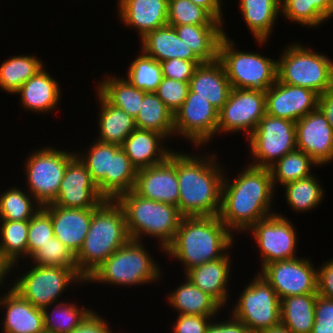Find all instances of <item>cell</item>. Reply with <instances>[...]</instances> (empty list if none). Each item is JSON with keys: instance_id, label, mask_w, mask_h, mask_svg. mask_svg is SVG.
Returning a JSON list of instances; mask_svg holds the SVG:
<instances>
[{"instance_id": "6da1fadb", "label": "cell", "mask_w": 333, "mask_h": 333, "mask_svg": "<svg viewBox=\"0 0 333 333\" xmlns=\"http://www.w3.org/2000/svg\"><path fill=\"white\" fill-rule=\"evenodd\" d=\"M242 169L231 180L224 173L218 215L223 224L237 234L248 231L257 221L276 213L271 208L275 189L270 169L248 164Z\"/></svg>"}, {"instance_id": "7a4b0ae2", "label": "cell", "mask_w": 333, "mask_h": 333, "mask_svg": "<svg viewBox=\"0 0 333 333\" xmlns=\"http://www.w3.org/2000/svg\"><path fill=\"white\" fill-rule=\"evenodd\" d=\"M198 155L177 152V207L184 217L218 216L225 169L218 163L217 155Z\"/></svg>"}, {"instance_id": "3957f363", "label": "cell", "mask_w": 333, "mask_h": 333, "mask_svg": "<svg viewBox=\"0 0 333 333\" xmlns=\"http://www.w3.org/2000/svg\"><path fill=\"white\" fill-rule=\"evenodd\" d=\"M234 237L218 216L183 217L164 252L184 264L185 274L193 267L222 258L235 244Z\"/></svg>"}, {"instance_id": "277c9868", "label": "cell", "mask_w": 333, "mask_h": 333, "mask_svg": "<svg viewBox=\"0 0 333 333\" xmlns=\"http://www.w3.org/2000/svg\"><path fill=\"white\" fill-rule=\"evenodd\" d=\"M130 239L122 206L117 200L106 199L93 210L88 233L75 255L80 275L86 280Z\"/></svg>"}, {"instance_id": "5b68a950", "label": "cell", "mask_w": 333, "mask_h": 333, "mask_svg": "<svg viewBox=\"0 0 333 333\" xmlns=\"http://www.w3.org/2000/svg\"><path fill=\"white\" fill-rule=\"evenodd\" d=\"M117 202L122 206L127 230L131 239L143 240V236L159 240L162 253L174 240L183 215L177 206L145 199L133 190L121 194Z\"/></svg>"}, {"instance_id": "8992f818", "label": "cell", "mask_w": 333, "mask_h": 333, "mask_svg": "<svg viewBox=\"0 0 333 333\" xmlns=\"http://www.w3.org/2000/svg\"><path fill=\"white\" fill-rule=\"evenodd\" d=\"M142 241L130 239L106 259L86 283L116 286L144 285L160 280L162 272Z\"/></svg>"}, {"instance_id": "52a82bcc", "label": "cell", "mask_w": 333, "mask_h": 333, "mask_svg": "<svg viewBox=\"0 0 333 333\" xmlns=\"http://www.w3.org/2000/svg\"><path fill=\"white\" fill-rule=\"evenodd\" d=\"M277 60V80L321 95L333 88V60L310 47L293 43Z\"/></svg>"}, {"instance_id": "ba28073f", "label": "cell", "mask_w": 333, "mask_h": 333, "mask_svg": "<svg viewBox=\"0 0 333 333\" xmlns=\"http://www.w3.org/2000/svg\"><path fill=\"white\" fill-rule=\"evenodd\" d=\"M236 42L226 32L218 48V60L222 63L232 88L266 91L277 80V60L258 52H243L234 48Z\"/></svg>"}, {"instance_id": "9c48e42d", "label": "cell", "mask_w": 333, "mask_h": 333, "mask_svg": "<svg viewBox=\"0 0 333 333\" xmlns=\"http://www.w3.org/2000/svg\"><path fill=\"white\" fill-rule=\"evenodd\" d=\"M31 268V269H30ZM26 272L13 280L11 288L33 306L44 309L56 303L67 287L85 283L77 268L40 266L32 264ZM28 270V271H27ZM75 282V283H74Z\"/></svg>"}, {"instance_id": "30bf717a", "label": "cell", "mask_w": 333, "mask_h": 333, "mask_svg": "<svg viewBox=\"0 0 333 333\" xmlns=\"http://www.w3.org/2000/svg\"><path fill=\"white\" fill-rule=\"evenodd\" d=\"M50 147L34 150L24 164L27 190L41 206L55 201L67 164L76 156V152Z\"/></svg>"}, {"instance_id": "8fae6325", "label": "cell", "mask_w": 333, "mask_h": 333, "mask_svg": "<svg viewBox=\"0 0 333 333\" xmlns=\"http://www.w3.org/2000/svg\"><path fill=\"white\" fill-rule=\"evenodd\" d=\"M234 305L231 315L242 322L251 333L269 329L281 321L280 298L258 272Z\"/></svg>"}, {"instance_id": "7c38bea8", "label": "cell", "mask_w": 333, "mask_h": 333, "mask_svg": "<svg viewBox=\"0 0 333 333\" xmlns=\"http://www.w3.org/2000/svg\"><path fill=\"white\" fill-rule=\"evenodd\" d=\"M296 122L265 114L255 131L247 138L253 158L251 166L270 168L287 153L297 148Z\"/></svg>"}, {"instance_id": "4fadbf2b", "label": "cell", "mask_w": 333, "mask_h": 333, "mask_svg": "<svg viewBox=\"0 0 333 333\" xmlns=\"http://www.w3.org/2000/svg\"><path fill=\"white\" fill-rule=\"evenodd\" d=\"M249 232L259 248L262 268L273 261L297 258V231L286 216L275 213L261 219L247 231Z\"/></svg>"}, {"instance_id": "5bb4252c", "label": "cell", "mask_w": 333, "mask_h": 333, "mask_svg": "<svg viewBox=\"0 0 333 333\" xmlns=\"http://www.w3.org/2000/svg\"><path fill=\"white\" fill-rule=\"evenodd\" d=\"M265 114V91L232 88L227 102L219 110L217 134L243 131L248 138Z\"/></svg>"}, {"instance_id": "9a60e30c", "label": "cell", "mask_w": 333, "mask_h": 333, "mask_svg": "<svg viewBox=\"0 0 333 333\" xmlns=\"http://www.w3.org/2000/svg\"><path fill=\"white\" fill-rule=\"evenodd\" d=\"M218 118L217 108L206 98L189 90L184 103L174 114L175 136L180 135L196 148H202L217 135Z\"/></svg>"}, {"instance_id": "2e32d148", "label": "cell", "mask_w": 333, "mask_h": 333, "mask_svg": "<svg viewBox=\"0 0 333 333\" xmlns=\"http://www.w3.org/2000/svg\"><path fill=\"white\" fill-rule=\"evenodd\" d=\"M306 257L273 261L261 268L260 273L272 286L277 296L285 297L317 294V268Z\"/></svg>"}, {"instance_id": "e0dca14e", "label": "cell", "mask_w": 333, "mask_h": 333, "mask_svg": "<svg viewBox=\"0 0 333 333\" xmlns=\"http://www.w3.org/2000/svg\"><path fill=\"white\" fill-rule=\"evenodd\" d=\"M106 199L93 182L86 165L76 155L65 169L57 198L51 204L65 208H97Z\"/></svg>"}, {"instance_id": "ac0fdd59", "label": "cell", "mask_w": 333, "mask_h": 333, "mask_svg": "<svg viewBox=\"0 0 333 333\" xmlns=\"http://www.w3.org/2000/svg\"><path fill=\"white\" fill-rule=\"evenodd\" d=\"M133 191L145 199L178 206L177 152L160 164L138 170Z\"/></svg>"}, {"instance_id": "d6986e66", "label": "cell", "mask_w": 333, "mask_h": 333, "mask_svg": "<svg viewBox=\"0 0 333 333\" xmlns=\"http://www.w3.org/2000/svg\"><path fill=\"white\" fill-rule=\"evenodd\" d=\"M319 94L300 86L276 82L265 91L266 114L297 122L318 107Z\"/></svg>"}, {"instance_id": "ffe728a7", "label": "cell", "mask_w": 333, "mask_h": 333, "mask_svg": "<svg viewBox=\"0 0 333 333\" xmlns=\"http://www.w3.org/2000/svg\"><path fill=\"white\" fill-rule=\"evenodd\" d=\"M297 149L309 155L319 167L333 161V128L317 108L295 124Z\"/></svg>"}, {"instance_id": "44dd1931", "label": "cell", "mask_w": 333, "mask_h": 333, "mask_svg": "<svg viewBox=\"0 0 333 333\" xmlns=\"http://www.w3.org/2000/svg\"><path fill=\"white\" fill-rule=\"evenodd\" d=\"M42 208L51 217L54 236L76 255L88 233L95 208H65L53 204Z\"/></svg>"}, {"instance_id": "7402d4cb", "label": "cell", "mask_w": 333, "mask_h": 333, "mask_svg": "<svg viewBox=\"0 0 333 333\" xmlns=\"http://www.w3.org/2000/svg\"><path fill=\"white\" fill-rule=\"evenodd\" d=\"M116 5L122 24L135 28L140 39L168 24V0H118Z\"/></svg>"}, {"instance_id": "603a6c76", "label": "cell", "mask_w": 333, "mask_h": 333, "mask_svg": "<svg viewBox=\"0 0 333 333\" xmlns=\"http://www.w3.org/2000/svg\"><path fill=\"white\" fill-rule=\"evenodd\" d=\"M2 296V297H1ZM0 296V308H4L2 333H41L44 331L42 309L33 306L15 290ZM2 306V307H1Z\"/></svg>"}, {"instance_id": "cb8c5ba5", "label": "cell", "mask_w": 333, "mask_h": 333, "mask_svg": "<svg viewBox=\"0 0 333 333\" xmlns=\"http://www.w3.org/2000/svg\"><path fill=\"white\" fill-rule=\"evenodd\" d=\"M167 139L160 133L136 128L123 142L124 150L137 169L148 168L164 162L173 150L163 146Z\"/></svg>"}, {"instance_id": "d4e9b609", "label": "cell", "mask_w": 333, "mask_h": 333, "mask_svg": "<svg viewBox=\"0 0 333 333\" xmlns=\"http://www.w3.org/2000/svg\"><path fill=\"white\" fill-rule=\"evenodd\" d=\"M59 82L46 71V67L29 78L14 94H19L24 110L50 113L60 104L61 88Z\"/></svg>"}, {"instance_id": "484cf974", "label": "cell", "mask_w": 333, "mask_h": 333, "mask_svg": "<svg viewBox=\"0 0 333 333\" xmlns=\"http://www.w3.org/2000/svg\"><path fill=\"white\" fill-rule=\"evenodd\" d=\"M230 252L222 258L188 270L184 275L203 292L212 296L222 307L228 305V281L231 275ZM227 303V304H226Z\"/></svg>"}, {"instance_id": "4316f807", "label": "cell", "mask_w": 333, "mask_h": 333, "mask_svg": "<svg viewBox=\"0 0 333 333\" xmlns=\"http://www.w3.org/2000/svg\"><path fill=\"white\" fill-rule=\"evenodd\" d=\"M189 84L192 92L206 98L218 110L227 102L232 90L223 65L218 59L198 65Z\"/></svg>"}, {"instance_id": "83f0119b", "label": "cell", "mask_w": 333, "mask_h": 333, "mask_svg": "<svg viewBox=\"0 0 333 333\" xmlns=\"http://www.w3.org/2000/svg\"><path fill=\"white\" fill-rule=\"evenodd\" d=\"M140 42V51L158 62L174 58L201 61L192 49L180 40L174 27L168 24L147 33Z\"/></svg>"}, {"instance_id": "f1b7e54d", "label": "cell", "mask_w": 333, "mask_h": 333, "mask_svg": "<svg viewBox=\"0 0 333 333\" xmlns=\"http://www.w3.org/2000/svg\"><path fill=\"white\" fill-rule=\"evenodd\" d=\"M245 23L258 44H265L281 15L280 0H239Z\"/></svg>"}, {"instance_id": "f546056e", "label": "cell", "mask_w": 333, "mask_h": 333, "mask_svg": "<svg viewBox=\"0 0 333 333\" xmlns=\"http://www.w3.org/2000/svg\"><path fill=\"white\" fill-rule=\"evenodd\" d=\"M184 279L181 285L167 295L169 305L178 314L216 317L223 307L208 293L196 287L189 278Z\"/></svg>"}, {"instance_id": "4dcf8cb0", "label": "cell", "mask_w": 333, "mask_h": 333, "mask_svg": "<svg viewBox=\"0 0 333 333\" xmlns=\"http://www.w3.org/2000/svg\"><path fill=\"white\" fill-rule=\"evenodd\" d=\"M120 148L119 145L103 143L95 139L83 153L76 152L105 199L111 200L112 157Z\"/></svg>"}, {"instance_id": "1f68e13d", "label": "cell", "mask_w": 333, "mask_h": 333, "mask_svg": "<svg viewBox=\"0 0 333 333\" xmlns=\"http://www.w3.org/2000/svg\"><path fill=\"white\" fill-rule=\"evenodd\" d=\"M174 29L202 62L218 59L219 43L225 35L222 25H179Z\"/></svg>"}, {"instance_id": "d6a6232c", "label": "cell", "mask_w": 333, "mask_h": 333, "mask_svg": "<svg viewBox=\"0 0 333 333\" xmlns=\"http://www.w3.org/2000/svg\"><path fill=\"white\" fill-rule=\"evenodd\" d=\"M99 102V137L96 140L103 143L121 146L125 139L137 128L135 119L114 105L108 103L98 92Z\"/></svg>"}, {"instance_id": "836d02e7", "label": "cell", "mask_w": 333, "mask_h": 333, "mask_svg": "<svg viewBox=\"0 0 333 333\" xmlns=\"http://www.w3.org/2000/svg\"><path fill=\"white\" fill-rule=\"evenodd\" d=\"M108 75H105V79L102 78V81L97 83L96 91L108 103L121 108L135 119L140 111L146 92L133 86L126 77L121 78L117 77V75Z\"/></svg>"}, {"instance_id": "e575fe53", "label": "cell", "mask_w": 333, "mask_h": 333, "mask_svg": "<svg viewBox=\"0 0 333 333\" xmlns=\"http://www.w3.org/2000/svg\"><path fill=\"white\" fill-rule=\"evenodd\" d=\"M318 294H303L280 299V318L292 333H311L315 322Z\"/></svg>"}, {"instance_id": "d590c367", "label": "cell", "mask_w": 333, "mask_h": 333, "mask_svg": "<svg viewBox=\"0 0 333 333\" xmlns=\"http://www.w3.org/2000/svg\"><path fill=\"white\" fill-rule=\"evenodd\" d=\"M282 17L316 28L333 17V0H280Z\"/></svg>"}, {"instance_id": "8d00e7d4", "label": "cell", "mask_w": 333, "mask_h": 333, "mask_svg": "<svg viewBox=\"0 0 333 333\" xmlns=\"http://www.w3.org/2000/svg\"><path fill=\"white\" fill-rule=\"evenodd\" d=\"M135 124L138 129L158 132L166 139L175 136L174 114L155 92L144 94L140 111L135 118Z\"/></svg>"}, {"instance_id": "74e56055", "label": "cell", "mask_w": 333, "mask_h": 333, "mask_svg": "<svg viewBox=\"0 0 333 333\" xmlns=\"http://www.w3.org/2000/svg\"><path fill=\"white\" fill-rule=\"evenodd\" d=\"M0 257L13 270L20 258H27V234L29 220H0ZM18 264V265H17Z\"/></svg>"}, {"instance_id": "f35d334b", "label": "cell", "mask_w": 333, "mask_h": 333, "mask_svg": "<svg viewBox=\"0 0 333 333\" xmlns=\"http://www.w3.org/2000/svg\"><path fill=\"white\" fill-rule=\"evenodd\" d=\"M44 66L42 61L34 55L9 57L0 65V89L14 94Z\"/></svg>"}, {"instance_id": "ab89813d", "label": "cell", "mask_w": 333, "mask_h": 333, "mask_svg": "<svg viewBox=\"0 0 333 333\" xmlns=\"http://www.w3.org/2000/svg\"><path fill=\"white\" fill-rule=\"evenodd\" d=\"M315 166L319 165L309 155L297 148L287 153L269 168L274 189L278 182L284 186L311 176L314 173L310 170Z\"/></svg>"}, {"instance_id": "60d3db41", "label": "cell", "mask_w": 333, "mask_h": 333, "mask_svg": "<svg viewBox=\"0 0 333 333\" xmlns=\"http://www.w3.org/2000/svg\"><path fill=\"white\" fill-rule=\"evenodd\" d=\"M317 178L319 177L312 174L307 178L284 185V197H286L285 200L291 207L290 209L297 213L310 212L321 204L326 190L323 189Z\"/></svg>"}, {"instance_id": "b9f144b4", "label": "cell", "mask_w": 333, "mask_h": 333, "mask_svg": "<svg viewBox=\"0 0 333 333\" xmlns=\"http://www.w3.org/2000/svg\"><path fill=\"white\" fill-rule=\"evenodd\" d=\"M53 305L42 309L44 330L52 333H70L92 312V309L78 307L74 302L61 301Z\"/></svg>"}, {"instance_id": "7bdbcfd3", "label": "cell", "mask_w": 333, "mask_h": 333, "mask_svg": "<svg viewBox=\"0 0 333 333\" xmlns=\"http://www.w3.org/2000/svg\"><path fill=\"white\" fill-rule=\"evenodd\" d=\"M41 207L30 193L17 186L0 194V220H30Z\"/></svg>"}, {"instance_id": "ee69618b", "label": "cell", "mask_w": 333, "mask_h": 333, "mask_svg": "<svg viewBox=\"0 0 333 333\" xmlns=\"http://www.w3.org/2000/svg\"><path fill=\"white\" fill-rule=\"evenodd\" d=\"M140 52L128 67L126 79L140 90L155 92L163 78L161 63Z\"/></svg>"}, {"instance_id": "f6af8a7d", "label": "cell", "mask_w": 333, "mask_h": 333, "mask_svg": "<svg viewBox=\"0 0 333 333\" xmlns=\"http://www.w3.org/2000/svg\"><path fill=\"white\" fill-rule=\"evenodd\" d=\"M168 25H223L190 0H168Z\"/></svg>"}, {"instance_id": "bcb514c9", "label": "cell", "mask_w": 333, "mask_h": 333, "mask_svg": "<svg viewBox=\"0 0 333 333\" xmlns=\"http://www.w3.org/2000/svg\"><path fill=\"white\" fill-rule=\"evenodd\" d=\"M137 171L124 150L120 148L112 157L111 200H116L121 194L134 189Z\"/></svg>"}, {"instance_id": "7dc6e473", "label": "cell", "mask_w": 333, "mask_h": 333, "mask_svg": "<svg viewBox=\"0 0 333 333\" xmlns=\"http://www.w3.org/2000/svg\"><path fill=\"white\" fill-rule=\"evenodd\" d=\"M30 259L33 264L40 266L77 268L76 256L55 236L40 246Z\"/></svg>"}, {"instance_id": "c3c4849f", "label": "cell", "mask_w": 333, "mask_h": 333, "mask_svg": "<svg viewBox=\"0 0 333 333\" xmlns=\"http://www.w3.org/2000/svg\"><path fill=\"white\" fill-rule=\"evenodd\" d=\"M53 224L50 215L41 207L29 220L27 234V258H30L40 246H44L53 238Z\"/></svg>"}, {"instance_id": "681fc988", "label": "cell", "mask_w": 333, "mask_h": 333, "mask_svg": "<svg viewBox=\"0 0 333 333\" xmlns=\"http://www.w3.org/2000/svg\"><path fill=\"white\" fill-rule=\"evenodd\" d=\"M189 90V82L163 77L155 93L167 108L175 114L184 103Z\"/></svg>"}, {"instance_id": "f907efd6", "label": "cell", "mask_w": 333, "mask_h": 333, "mask_svg": "<svg viewBox=\"0 0 333 333\" xmlns=\"http://www.w3.org/2000/svg\"><path fill=\"white\" fill-rule=\"evenodd\" d=\"M160 63L162 67L163 77L183 82H190V79L192 78L195 69L203 62L174 58L167 61H162Z\"/></svg>"}, {"instance_id": "816d5d0a", "label": "cell", "mask_w": 333, "mask_h": 333, "mask_svg": "<svg viewBox=\"0 0 333 333\" xmlns=\"http://www.w3.org/2000/svg\"><path fill=\"white\" fill-rule=\"evenodd\" d=\"M311 333H333V299L317 295Z\"/></svg>"}, {"instance_id": "f5cc1de1", "label": "cell", "mask_w": 333, "mask_h": 333, "mask_svg": "<svg viewBox=\"0 0 333 333\" xmlns=\"http://www.w3.org/2000/svg\"><path fill=\"white\" fill-rule=\"evenodd\" d=\"M174 323L173 333H206L214 317L178 314ZM212 318V319H211Z\"/></svg>"}, {"instance_id": "db71d44e", "label": "cell", "mask_w": 333, "mask_h": 333, "mask_svg": "<svg viewBox=\"0 0 333 333\" xmlns=\"http://www.w3.org/2000/svg\"><path fill=\"white\" fill-rule=\"evenodd\" d=\"M317 294L333 299V258L317 268Z\"/></svg>"}, {"instance_id": "11a10c76", "label": "cell", "mask_w": 333, "mask_h": 333, "mask_svg": "<svg viewBox=\"0 0 333 333\" xmlns=\"http://www.w3.org/2000/svg\"><path fill=\"white\" fill-rule=\"evenodd\" d=\"M103 316H99L94 310L84 321L70 333H113Z\"/></svg>"}, {"instance_id": "9f6ffc18", "label": "cell", "mask_w": 333, "mask_h": 333, "mask_svg": "<svg viewBox=\"0 0 333 333\" xmlns=\"http://www.w3.org/2000/svg\"><path fill=\"white\" fill-rule=\"evenodd\" d=\"M225 321H211L206 333H251L242 322L236 320L232 315H230V319Z\"/></svg>"}, {"instance_id": "6f0895ef", "label": "cell", "mask_w": 333, "mask_h": 333, "mask_svg": "<svg viewBox=\"0 0 333 333\" xmlns=\"http://www.w3.org/2000/svg\"><path fill=\"white\" fill-rule=\"evenodd\" d=\"M192 3L205 9L215 20L224 24L222 12L223 0H190Z\"/></svg>"}, {"instance_id": "680465c9", "label": "cell", "mask_w": 333, "mask_h": 333, "mask_svg": "<svg viewBox=\"0 0 333 333\" xmlns=\"http://www.w3.org/2000/svg\"><path fill=\"white\" fill-rule=\"evenodd\" d=\"M333 128V88L319 95L318 107Z\"/></svg>"}, {"instance_id": "91938a15", "label": "cell", "mask_w": 333, "mask_h": 333, "mask_svg": "<svg viewBox=\"0 0 333 333\" xmlns=\"http://www.w3.org/2000/svg\"><path fill=\"white\" fill-rule=\"evenodd\" d=\"M257 333H292V332L288 329V327L284 323L280 321L278 324L270 327L269 329H265Z\"/></svg>"}, {"instance_id": "94428289", "label": "cell", "mask_w": 333, "mask_h": 333, "mask_svg": "<svg viewBox=\"0 0 333 333\" xmlns=\"http://www.w3.org/2000/svg\"><path fill=\"white\" fill-rule=\"evenodd\" d=\"M11 271V267L0 257V287H4L5 279Z\"/></svg>"}, {"instance_id": "6125c7cd", "label": "cell", "mask_w": 333, "mask_h": 333, "mask_svg": "<svg viewBox=\"0 0 333 333\" xmlns=\"http://www.w3.org/2000/svg\"><path fill=\"white\" fill-rule=\"evenodd\" d=\"M41 333H52V332H47V331H45V330H44V331H43V332H41Z\"/></svg>"}]
</instances>
